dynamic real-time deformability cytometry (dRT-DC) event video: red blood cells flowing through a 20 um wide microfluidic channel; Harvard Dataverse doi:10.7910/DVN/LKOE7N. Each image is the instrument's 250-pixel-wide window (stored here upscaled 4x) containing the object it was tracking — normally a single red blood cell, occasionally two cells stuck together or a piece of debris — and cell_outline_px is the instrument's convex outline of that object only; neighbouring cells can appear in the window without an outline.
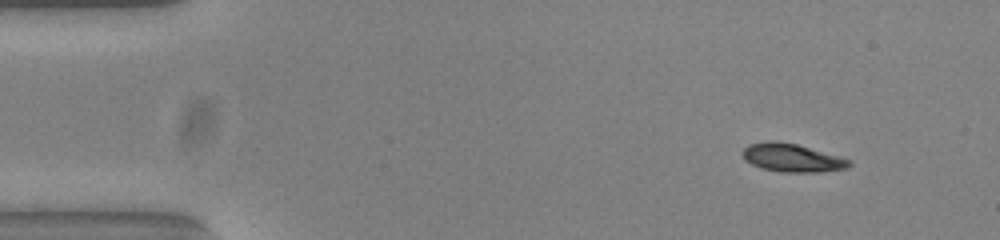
{"species": "common noctule bat (a hibernating species)", "species_latin": "Nyctalus noctula", "temperature_condition": "warm", "stored_images_in_passage": 49, "camera_frame_rate_fps": 3000, "um_per_image_px": 0.085, "animal": {"sex": "female", "body_mass_g": 23.0, "forearm_length_mm": 53.4}, "frame": {"image": 1, "passage_image": 1, "time_ms": 0.0, "image_size_px": [1000, 240], "cell_outline_px": [[852, 164], [848, 168], [820, 172], [780, 172], [760, 168], [744, 160], [740, 152], [748, 144], [768, 140], [776, 140], [796, 144], [852, 160]], "centroid_in_image_um": [67.28, 13.41], "position_along_channel_um": 17.7, "area_um2": 17.74}}
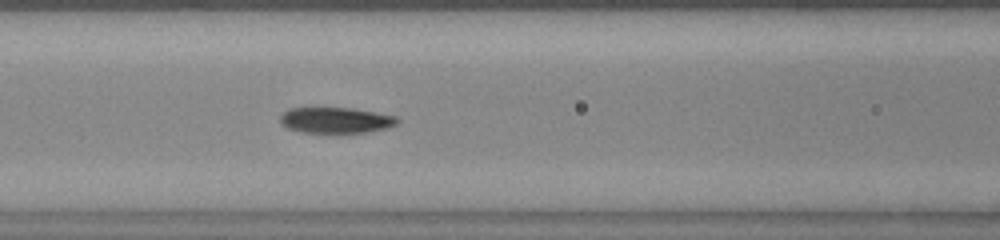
{"frame": {"image": 2, "passage_image": 18, "time_ms": 5.667, "image_size_px": [1000, 240], "cell_outline_px": [[400, 120], [396, 124], [388, 128], [368, 132], [336, 136], [300, 132], [288, 128], [280, 120], [280, 116], [288, 108], [312, 104], [352, 108], [376, 112], [396, 116]], "centroid_in_image_um": [28.49, 10.21], "position_along_channel_um": 138.1, "area_um2": 19.42}}
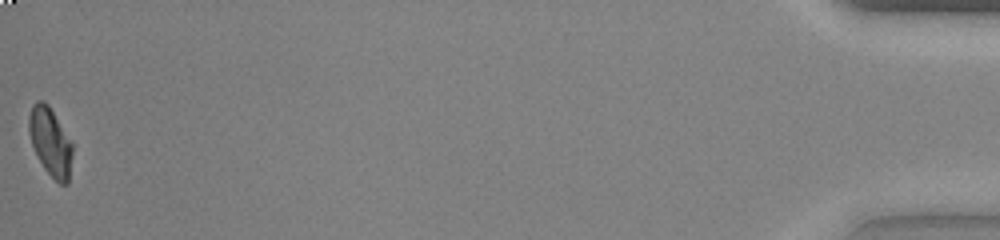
{"frame": {"image": 3, "passage_image": 49, "time_ms": 16.0, "image_size_px": [1000, 240], "cell_outline_px": [[72, 156], [68, 184], [60, 184], [44, 168], [36, 156], [28, 132], [28, 116], [32, 104], [36, 100], [44, 100], [48, 104], [72, 144]], "centroid_in_image_um": [4.25, 12.03], "position_along_channel_um": 431.0, "area_um2": 17.22}, "authors_computed_cell_mechanics": {"area_um2": 17.9758, "velocity_mm_per_s": 3.8322, "shape_relaxation_time_tau1_ms": 3.1098, "shape_relaxation_time_tau2_ms": 2.2618, "deformation_change_tau1": 0.1654, "deformation_change_tau2": 0.0518}}